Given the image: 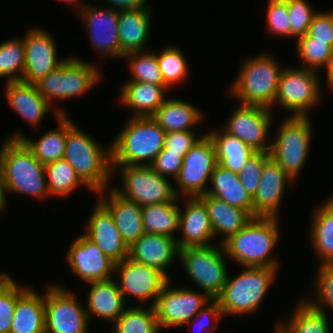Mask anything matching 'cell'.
Here are the masks:
<instances>
[{"instance_id":"1","label":"cell","mask_w":333,"mask_h":333,"mask_svg":"<svg viewBox=\"0 0 333 333\" xmlns=\"http://www.w3.org/2000/svg\"><path fill=\"white\" fill-rule=\"evenodd\" d=\"M0 180L5 205L7 193L29 195L42 200L49 196L45 165L22 139H7L0 149Z\"/></svg>"},{"instance_id":"2","label":"cell","mask_w":333,"mask_h":333,"mask_svg":"<svg viewBox=\"0 0 333 333\" xmlns=\"http://www.w3.org/2000/svg\"><path fill=\"white\" fill-rule=\"evenodd\" d=\"M63 159L91 192L108 191L113 176L111 144L107 148L99 145L93 137L79 129L68 115Z\"/></svg>"},{"instance_id":"3","label":"cell","mask_w":333,"mask_h":333,"mask_svg":"<svg viewBox=\"0 0 333 333\" xmlns=\"http://www.w3.org/2000/svg\"><path fill=\"white\" fill-rule=\"evenodd\" d=\"M278 218L253 217L222 243L226 256L242 267L279 269L278 259L272 256L280 236Z\"/></svg>"},{"instance_id":"4","label":"cell","mask_w":333,"mask_h":333,"mask_svg":"<svg viewBox=\"0 0 333 333\" xmlns=\"http://www.w3.org/2000/svg\"><path fill=\"white\" fill-rule=\"evenodd\" d=\"M125 125L111 141L112 166L151 165L164 148L166 132L152 117L129 116Z\"/></svg>"},{"instance_id":"5","label":"cell","mask_w":333,"mask_h":333,"mask_svg":"<svg viewBox=\"0 0 333 333\" xmlns=\"http://www.w3.org/2000/svg\"><path fill=\"white\" fill-rule=\"evenodd\" d=\"M273 56L262 52L241 63L233 84L228 87L232 97H236L240 104L273 109L284 69Z\"/></svg>"},{"instance_id":"6","label":"cell","mask_w":333,"mask_h":333,"mask_svg":"<svg viewBox=\"0 0 333 333\" xmlns=\"http://www.w3.org/2000/svg\"><path fill=\"white\" fill-rule=\"evenodd\" d=\"M242 268L243 271L233 279L228 274L223 291L216 299L224 316H243L258 311L278 271L266 267Z\"/></svg>"},{"instance_id":"7","label":"cell","mask_w":333,"mask_h":333,"mask_svg":"<svg viewBox=\"0 0 333 333\" xmlns=\"http://www.w3.org/2000/svg\"><path fill=\"white\" fill-rule=\"evenodd\" d=\"M100 68L80 58L67 57L55 70L34 84L38 92L52 105L54 100H70L102 81Z\"/></svg>"},{"instance_id":"8","label":"cell","mask_w":333,"mask_h":333,"mask_svg":"<svg viewBox=\"0 0 333 333\" xmlns=\"http://www.w3.org/2000/svg\"><path fill=\"white\" fill-rule=\"evenodd\" d=\"M225 255V256H224ZM223 245L189 246L179 250V261L203 293L216 300L223 291L229 271Z\"/></svg>"},{"instance_id":"9","label":"cell","mask_w":333,"mask_h":333,"mask_svg":"<svg viewBox=\"0 0 333 333\" xmlns=\"http://www.w3.org/2000/svg\"><path fill=\"white\" fill-rule=\"evenodd\" d=\"M311 124L309 117L287 116L271 140L270 157L293 180L298 179L309 155Z\"/></svg>"},{"instance_id":"10","label":"cell","mask_w":333,"mask_h":333,"mask_svg":"<svg viewBox=\"0 0 333 333\" xmlns=\"http://www.w3.org/2000/svg\"><path fill=\"white\" fill-rule=\"evenodd\" d=\"M119 167L122 189L113 186V190L126 200L145 206L181 199L176 196L169 179L156 173L150 165L112 166L113 175Z\"/></svg>"},{"instance_id":"11","label":"cell","mask_w":333,"mask_h":333,"mask_svg":"<svg viewBox=\"0 0 333 333\" xmlns=\"http://www.w3.org/2000/svg\"><path fill=\"white\" fill-rule=\"evenodd\" d=\"M318 71L302 68L301 66L284 67L274 105L289 111L297 117H309L310 110L321 100V82Z\"/></svg>"},{"instance_id":"12","label":"cell","mask_w":333,"mask_h":333,"mask_svg":"<svg viewBox=\"0 0 333 333\" xmlns=\"http://www.w3.org/2000/svg\"><path fill=\"white\" fill-rule=\"evenodd\" d=\"M45 290V333H89L86 308L71 291L58 283Z\"/></svg>"},{"instance_id":"13","label":"cell","mask_w":333,"mask_h":333,"mask_svg":"<svg viewBox=\"0 0 333 333\" xmlns=\"http://www.w3.org/2000/svg\"><path fill=\"white\" fill-rule=\"evenodd\" d=\"M217 166L216 150L209 135L204 134L183 157V165L177 178L178 189L175 194L178 198L199 197L206 194L211 175ZM180 188V191H179Z\"/></svg>"},{"instance_id":"14","label":"cell","mask_w":333,"mask_h":333,"mask_svg":"<svg viewBox=\"0 0 333 333\" xmlns=\"http://www.w3.org/2000/svg\"><path fill=\"white\" fill-rule=\"evenodd\" d=\"M171 279L161 290L153 308L161 330L182 326L190 322L210 299L200 290L172 287Z\"/></svg>"},{"instance_id":"15","label":"cell","mask_w":333,"mask_h":333,"mask_svg":"<svg viewBox=\"0 0 333 333\" xmlns=\"http://www.w3.org/2000/svg\"><path fill=\"white\" fill-rule=\"evenodd\" d=\"M222 128L224 132L238 137L255 152H270L268 133L272 125L273 110L261 106H236ZM268 144V145H267Z\"/></svg>"},{"instance_id":"16","label":"cell","mask_w":333,"mask_h":333,"mask_svg":"<svg viewBox=\"0 0 333 333\" xmlns=\"http://www.w3.org/2000/svg\"><path fill=\"white\" fill-rule=\"evenodd\" d=\"M119 273L118 288L125 300L130 295L141 303L151 300L150 306L156 302L163 287L170 280L163 272L127 257L115 263L114 273ZM153 298V300H152Z\"/></svg>"},{"instance_id":"17","label":"cell","mask_w":333,"mask_h":333,"mask_svg":"<svg viewBox=\"0 0 333 333\" xmlns=\"http://www.w3.org/2000/svg\"><path fill=\"white\" fill-rule=\"evenodd\" d=\"M94 5H83L79 10V16L87 28V35L93 49L102 55L122 58L118 32L119 11L112 5L102 8ZM113 7V8H112Z\"/></svg>"},{"instance_id":"18","label":"cell","mask_w":333,"mask_h":333,"mask_svg":"<svg viewBox=\"0 0 333 333\" xmlns=\"http://www.w3.org/2000/svg\"><path fill=\"white\" fill-rule=\"evenodd\" d=\"M66 254L72 272L85 284L113 278L115 262L84 234L71 243Z\"/></svg>"},{"instance_id":"19","label":"cell","mask_w":333,"mask_h":333,"mask_svg":"<svg viewBox=\"0 0 333 333\" xmlns=\"http://www.w3.org/2000/svg\"><path fill=\"white\" fill-rule=\"evenodd\" d=\"M26 34L23 37L25 67L21 81L34 84L61 65L65 58L57 57L55 40L45 29L33 28Z\"/></svg>"},{"instance_id":"20","label":"cell","mask_w":333,"mask_h":333,"mask_svg":"<svg viewBox=\"0 0 333 333\" xmlns=\"http://www.w3.org/2000/svg\"><path fill=\"white\" fill-rule=\"evenodd\" d=\"M87 222L84 235L115 263L128 257L129 247L123 241L113 216L98 200Z\"/></svg>"},{"instance_id":"21","label":"cell","mask_w":333,"mask_h":333,"mask_svg":"<svg viewBox=\"0 0 333 333\" xmlns=\"http://www.w3.org/2000/svg\"><path fill=\"white\" fill-rule=\"evenodd\" d=\"M294 180L271 157L265 162L253 197V217H278L285 184Z\"/></svg>"},{"instance_id":"22","label":"cell","mask_w":333,"mask_h":333,"mask_svg":"<svg viewBox=\"0 0 333 333\" xmlns=\"http://www.w3.org/2000/svg\"><path fill=\"white\" fill-rule=\"evenodd\" d=\"M186 199L184 211L179 206V231L182 234L180 238H176L179 249L213 245L211 242L215 235L206 205L199 197H186Z\"/></svg>"},{"instance_id":"23","label":"cell","mask_w":333,"mask_h":333,"mask_svg":"<svg viewBox=\"0 0 333 333\" xmlns=\"http://www.w3.org/2000/svg\"><path fill=\"white\" fill-rule=\"evenodd\" d=\"M179 246L175 238L144 233L129 247L128 257L132 260L157 268L169 279L167 269L179 257Z\"/></svg>"},{"instance_id":"24","label":"cell","mask_w":333,"mask_h":333,"mask_svg":"<svg viewBox=\"0 0 333 333\" xmlns=\"http://www.w3.org/2000/svg\"><path fill=\"white\" fill-rule=\"evenodd\" d=\"M110 190L108 191L109 195H107L109 197H105V190L96 193L99 194L98 200L109 210L123 241L130 247L145 233L142 222V206L121 197L113 188Z\"/></svg>"},{"instance_id":"25","label":"cell","mask_w":333,"mask_h":333,"mask_svg":"<svg viewBox=\"0 0 333 333\" xmlns=\"http://www.w3.org/2000/svg\"><path fill=\"white\" fill-rule=\"evenodd\" d=\"M4 94L8 105L33 127L39 126L52 106L33 83L7 82Z\"/></svg>"},{"instance_id":"26","label":"cell","mask_w":333,"mask_h":333,"mask_svg":"<svg viewBox=\"0 0 333 333\" xmlns=\"http://www.w3.org/2000/svg\"><path fill=\"white\" fill-rule=\"evenodd\" d=\"M87 284H90L85 306L88 320L96 316L114 323L126 308V300L118 288L117 280L111 278Z\"/></svg>"},{"instance_id":"27","label":"cell","mask_w":333,"mask_h":333,"mask_svg":"<svg viewBox=\"0 0 333 333\" xmlns=\"http://www.w3.org/2000/svg\"><path fill=\"white\" fill-rule=\"evenodd\" d=\"M151 8L120 10L118 32L121 54L147 50L151 27Z\"/></svg>"},{"instance_id":"28","label":"cell","mask_w":333,"mask_h":333,"mask_svg":"<svg viewBox=\"0 0 333 333\" xmlns=\"http://www.w3.org/2000/svg\"><path fill=\"white\" fill-rule=\"evenodd\" d=\"M119 104L132 110L131 117H152L164 103L167 85L148 84L139 81H127L120 88Z\"/></svg>"},{"instance_id":"29","label":"cell","mask_w":333,"mask_h":333,"mask_svg":"<svg viewBox=\"0 0 333 333\" xmlns=\"http://www.w3.org/2000/svg\"><path fill=\"white\" fill-rule=\"evenodd\" d=\"M55 108L54 114L58 122V127L55 130L45 132L38 138L33 140L24 133H14L8 139H22L25 144L32 150L34 156L41 164H47L53 161L63 159L66 135H67V114L63 111L62 107Z\"/></svg>"},{"instance_id":"30","label":"cell","mask_w":333,"mask_h":333,"mask_svg":"<svg viewBox=\"0 0 333 333\" xmlns=\"http://www.w3.org/2000/svg\"><path fill=\"white\" fill-rule=\"evenodd\" d=\"M199 198L206 205L215 237L223 235L220 244L236 234L253 218L247 210L231 206L211 195L204 194Z\"/></svg>"},{"instance_id":"31","label":"cell","mask_w":333,"mask_h":333,"mask_svg":"<svg viewBox=\"0 0 333 333\" xmlns=\"http://www.w3.org/2000/svg\"><path fill=\"white\" fill-rule=\"evenodd\" d=\"M29 287L15 305L10 333H45L44 295Z\"/></svg>"},{"instance_id":"32","label":"cell","mask_w":333,"mask_h":333,"mask_svg":"<svg viewBox=\"0 0 333 333\" xmlns=\"http://www.w3.org/2000/svg\"><path fill=\"white\" fill-rule=\"evenodd\" d=\"M203 113L193 104L177 98H166L152 118L165 132L193 131Z\"/></svg>"},{"instance_id":"33","label":"cell","mask_w":333,"mask_h":333,"mask_svg":"<svg viewBox=\"0 0 333 333\" xmlns=\"http://www.w3.org/2000/svg\"><path fill=\"white\" fill-rule=\"evenodd\" d=\"M210 183L207 195L223 200L231 206L247 210L253 216V198L242 186L238 174L217 164Z\"/></svg>"},{"instance_id":"34","label":"cell","mask_w":333,"mask_h":333,"mask_svg":"<svg viewBox=\"0 0 333 333\" xmlns=\"http://www.w3.org/2000/svg\"><path fill=\"white\" fill-rule=\"evenodd\" d=\"M312 216L311 243L319 265L333 263V196L315 208Z\"/></svg>"},{"instance_id":"35","label":"cell","mask_w":333,"mask_h":333,"mask_svg":"<svg viewBox=\"0 0 333 333\" xmlns=\"http://www.w3.org/2000/svg\"><path fill=\"white\" fill-rule=\"evenodd\" d=\"M207 134L214 143L217 164L236 174H239L247 161L256 153L238 137L227 134L223 130L213 129Z\"/></svg>"},{"instance_id":"36","label":"cell","mask_w":333,"mask_h":333,"mask_svg":"<svg viewBox=\"0 0 333 333\" xmlns=\"http://www.w3.org/2000/svg\"><path fill=\"white\" fill-rule=\"evenodd\" d=\"M301 302L292 309L289 319L278 322L279 329L283 333H330L327 313L315 309L306 299Z\"/></svg>"},{"instance_id":"37","label":"cell","mask_w":333,"mask_h":333,"mask_svg":"<svg viewBox=\"0 0 333 333\" xmlns=\"http://www.w3.org/2000/svg\"><path fill=\"white\" fill-rule=\"evenodd\" d=\"M175 202H166L142 206V222L145 233L177 238L175 233L179 230V205Z\"/></svg>"},{"instance_id":"38","label":"cell","mask_w":333,"mask_h":333,"mask_svg":"<svg viewBox=\"0 0 333 333\" xmlns=\"http://www.w3.org/2000/svg\"><path fill=\"white\" fill-rule=\"evenodd\" d=\"M113 324L112 333H159L161 331L154 308L149 306L145 309L140 304L126 307Z\"/></svg>"},{"instance_id":"39","label":"cell","mask_w":333,"mask_h":333,"mask_svg":"<svg viewBox=\"0 0 333 333\" xmlns=\"http://www.w3.org/2000/svg\"><path fill=\"white\" fill-rule=\"evenodd\" d=\"M49 196H67L79 186L88 188L65 159L45 164Z\"/></svg>"},{"instance_id":"40","label":"cell","mask_w":333,"mask_h":333,"mask_svg":"<svg viewBox=\"0 0 333 333\" xmlns=\"http://www.w3.org/2000/svg\"><path fill=\"white\" fill-rule=\"evenodd\" d=\"M157 63L164 83L172 89L187 79L189 65L183 51L175 46H168L161 53L156 52Z\"/></svg>"},{"instance_id":"41","label":"cell","mask_w":333,"mask_h":333,"mask_svg":"<svg viewBox=\"0 0 333 333\" xmlns=\"http://www.w3.org/2000/svg\"><path fill=\"white\" fill-rule=\"evenodd\" d=\"M25 67L23 39L12 38L0 44V78L7 82L21 81Z\"/></svg>"},{"instance_id":"42","label":"cell","mask_w":333,"mask_h":333,"mask_svg":"<svg viewBox=\"0 0 333 333\" xmlns=\"http://www.w3.org/2000/svg\"><path fill=\"white\" fill-rule=\"evenodd\" d=\"M128 59L131 80L148 84L166 85L163 81L156 53L151 51H135L124 55L123 59Z\"/></svg>"},{"instance_id":"43","label":"cell","mask_w":333,"mask_h":333,"mask_svg":"<svg viewBox=\"0 0 333 333\" xmlns=\"http://www.w3.org/2000/svg\"><path fill=\"white\" fill-rule=\"evenodd\" d=\"M297 54L304 64L302 68L318 71L325 68L333 56V47L327 41H313L307 34L297 40Z\"/></svg>"},{"instance_id":"44","label":"cell","mask_w":333,"mask_h":333,"mask_svg":"<svg viewBox=\"0 0 333 333\" xmlns=\"http://www.w3.org/2000/svg\"><path fill=\"white\" fill-rule=\"evenodd\" d=\"M317 275L313 279V297L306 300L317 310L327 313L333 309V265L321 264L317 269ZM315 295V296H314ZM315 297V298H314ZM311 298H313L311 300ZM310 299V300H309Z\"/></svg>"},{"instance_id":"45","label":"cell","mask_w":333,"mask_h":333,"mask_svg":"<svg viewBox=\"0 0 333 333\" xmlns=\"http://www.w3.org/2000/svg\"><path fill=\"white\" fill-rule=\"evenodd\" d=\"M266 27L276 37L291 38V24L287 0H268Z\"/></svg>"},{"instance_id":"46","label":"cell","mask_w":333,"mask_h":333,"mask_svg":"<svg viewBox=\"0 0 333 333\" xmlns=\"http://www.w3.org/2000/svg\"><path fill=\"white\" fill-rule=\"evenodd\" d=\"M288 14L291 24V38L307 34L314 15L318 12L310 6L307 0H287Z\"/></svg>"},{"instance_id":"47","label":"cell","mask_w":333,"mask_h":333,"mask_svg":"<svg viewBox=\"0 0 333 333\" xmlns=\"http://www.w3.org/2000/svg\"><path fill=\"white\" fill-rule=\"evenodd\" d=\"M270 158V153L256 152L243 166L238 176L242 186L253 198L260 183V176L265 162Z\"/></svg>"},{"instance_id":"48","label":"cell","mask_w":333,"mask_h":333,"mask_svg":"<svg viewBox=\"0 0 333 333\" xmlns=\"http://www.w3.org/2000/svg\"><path fill=\"white\" fill-rule=\"evenodd\" d=\"M29 288L15 281L0 295V333H10L17 299Z\"/></svg>"},{"instance_id":"49","label":"cell","mask_w":333,"mask_h":333,"mask_svg":"<svg viewBox=\"0 0 333 333\" xmlns=\"http://www.w3.org/2000/svg\"><path fill=\"white\" fill-rule=\"evenodd\" d=\"M307 35L313 41H327L333 47V11H319L314 15Z\"/></svg>"},{"instance_id":"50","label":"cell","mask_w":333,"mask_h":333,"mask_svg":"<svg viewBox=\"0 0 333 333\" xmlns=\"http://www.w3.org/2000/svg\"><path fill=\"white\" fill-rule=\"evenodd\" d=\"M194 131H179L166 132L164 148L160 153H179V156H184L188 150L198 142L203 136L199 137Z\"/></svg>"},{"instance_id":"51","label":"cell","mask_w":333,"mask_h":333,"mask_svg":"<svg viewBox=\"0 0 333 333\" xmlns=\"http://www.w3.org/2000/svg\"><path fill=\"white\" fill-rule=\"evenodd\" d=\"M221 317H223V314H222L219 302L217 300H211L209 302V305L206 304L198 312V314L190 322H188L185 325H187V326L194 325L202 333H204V332L209 333L210 331H211V333H214V331H216V329L213 328L210 330V327L212 326V325H210V323L212 324V322H213L214 326L217 325L218 324L217 322L220 321ZM203 319H206V321H208V322L206 323L205 320H203Z\"/></svg>"},{"instance_id":"52","label":"cell","mask_w":333,"mask_h":333,"mask_svg":"<svg viewBox=\"0 0 333 333\" xmlns=\"http://www.w3.org/2000/svg\"><path fill=\"white\" fill-rule=\"evenodd\" d=\"M183 157L179 153H159L150 166L159 175L166 178L172 176L175 180L183 165Z\"/></svg>"},{"instance_id":"53","label":"cell","mask_w":333,"mask_h":333,"mask_svg":"<svg viewBox=\"0 0 333 333\" xmlns=\"http://www.w3.org/2000/svg\"><path fill=\"white\" fill-rule=\"evenodd\" d=\"M104 2L107 1L108 4H112L114 7L117 8L118 11L120 10H127V9H138L147 7L146 3L147 0H103Z\"/></svg>"},{"instance_id":"54","label":"cell","mask_w":333,"mask_h":333,"mask_svg":"<svg viewBox=\"0 0 333 333\" xmlns=\"http://www.w3.org/2000/svg\"><path fill=\"white\" fill-rule=\"evenodd\" d=\"M15 280L10 277L6 272L0 273V295L14 282Z\"/></svg>"},{"instance_id":"55","label":"cell","mask_w":333,"mask_h":333,"mask_svg":"<svg viewBox=\"0 0 333 333\" xmlns=\"http://www.w3.org/2000/svg\"><path fill=\"white\" fill-rule=\"evenodd\" d=\"M326 70V77H327V85L329 87V90H332L333 91V56L332 58L330 59L328 65L325 67Z\"/></svg>"},{"instance_id":"56","label":"cell","mask_w":333,"mask_h":333,"mask_svg":"<svg viewBox=\"0 0 333 333\" xmlns=\"http://www.w3.org/2000/svg\"><path fill=\"white\" fill-rule=\"evenodd\" d=\"M61 1L68 2V3H71V4L74 3V4H76V7L80 5V7H79L80 9L85 4L84 0H61Z\"/></svg>"},{"instance_id":"57","label":"cell","mask_w":333,"mask_h":333,"mask_svg":"<svg viewBox=\"0 0 333 333\" xmlns=\"http://www.w3.org/2000/svg\"><path fill=\"white\" fill-rule=\"evenodd\" d=\"M6 205L3 199L2 190H1V180H0V212L4 211Z\"/></svg>"},{"instance_id":"58","label":"cell","mask_w":333,"mask_h":333,"mask_svg":"<svg viewBox=\"0 0 333 333\" xmlns=\"http://www.w3.org/2000/svg\"><path fill=\"white\" fill-rule=\"evenodd\" d=\"M275 330H276V331H275ZM275 330H274L275 333H283V332L279 329V327L277 326V323H276V326H275Z\"/></svg>"}]
</instances>
